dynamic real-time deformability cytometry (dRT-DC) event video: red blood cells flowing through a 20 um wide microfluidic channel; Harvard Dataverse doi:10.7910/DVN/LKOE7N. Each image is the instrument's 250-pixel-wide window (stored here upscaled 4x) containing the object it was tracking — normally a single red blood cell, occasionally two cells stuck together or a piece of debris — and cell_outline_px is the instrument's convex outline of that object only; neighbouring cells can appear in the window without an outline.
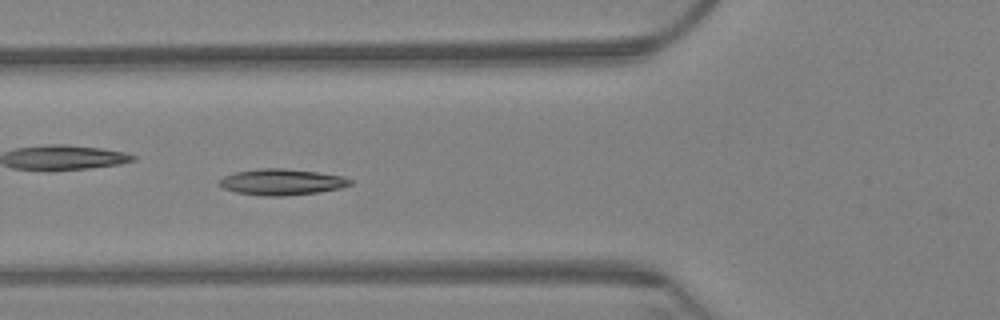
{"species": "Egyptian fruit bat (a non-hibernating species)", "species_latin": "Rousettus aegyptiacus", "temperature_condition": "warm", "stored_images_in_passage": 20, "camera_frame_rate_fps": 3000, "um_per_image_px": 0.085, "animal": {"sex": "female"}, "frame": {"image": 1, "passage_image": 9, "time_ms": 2.667, "image_size_px": [1000, 320], "cell_outline_px": [[352, 184], [340, 188], [320, 192], [284, 196], [264, 196], [236, 192], [224, 188], [216, 184], [216, 180], [224, 176], [236, 172], [260, 168], [284, 168], [316, 172], [340, 176], [352, 180]], "centroid_in_image_um": [23.89, 15.47], "position_along_channel_um": 101.9, "area_um2": 19.94}}
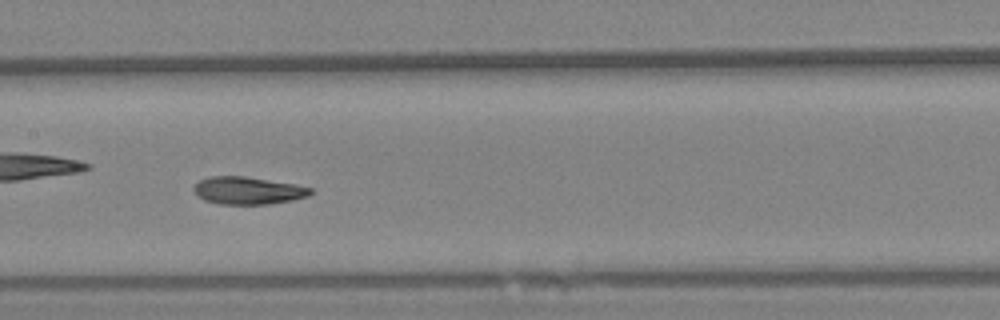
{"frame": {"image": 2, "passage_image": 17, "time_ms": 5.333, "image_size_px": [1000, 320], "cell_outline_px": [[312, 192], [308, 196], [292, 200], [268, 204], [220, 204], [204, 200], [196, 196], [192, 188], [200, 180], [212, 176], [244, 176], [292, 184], [312, 188]], "centroid_in_image_um": [21.03, 16.2], "position_along_channel_um": 186.4, "area_um2": 18.55}}